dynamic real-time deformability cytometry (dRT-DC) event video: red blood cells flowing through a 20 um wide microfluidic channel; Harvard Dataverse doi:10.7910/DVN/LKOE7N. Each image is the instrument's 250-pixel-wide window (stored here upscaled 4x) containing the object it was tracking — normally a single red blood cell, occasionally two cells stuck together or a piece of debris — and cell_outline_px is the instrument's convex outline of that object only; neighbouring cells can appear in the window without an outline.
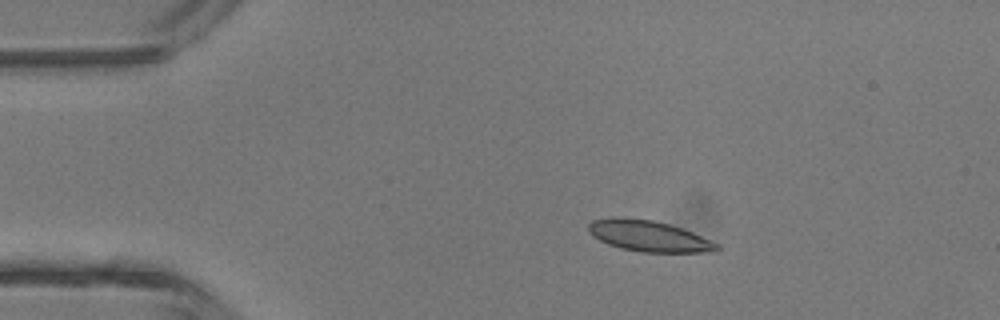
{"species": "common noctule bat (a hibernating species)", "species_latin": "Nyctalus noctula", "temperature_condition": "room temperature", "stored_images_in_passage": 3, "camera_frame_rate_fps": 3000, "um_per_image_px": 0.085, "animal": {"sex": "male", "body_mass_g": 13.3}, "frame": {"image": 1, "passage_image": 2, "time_ms": 2.0, "image_size_px": [1000, 320], "cell_outline_px": [[720, 248], [716, 252], [640, 252], [620, 248], [608, 244], [592, 236], [588, 232], [588, 224], [592, 220], [612, 216], [616, 216], [652, 220], [668, 224], [692, 232], [720, 244]], "centroid_in_image_um": [55.12, 20.06], "position_along_channel_um": 29.9, "area_um2": 23.35}}